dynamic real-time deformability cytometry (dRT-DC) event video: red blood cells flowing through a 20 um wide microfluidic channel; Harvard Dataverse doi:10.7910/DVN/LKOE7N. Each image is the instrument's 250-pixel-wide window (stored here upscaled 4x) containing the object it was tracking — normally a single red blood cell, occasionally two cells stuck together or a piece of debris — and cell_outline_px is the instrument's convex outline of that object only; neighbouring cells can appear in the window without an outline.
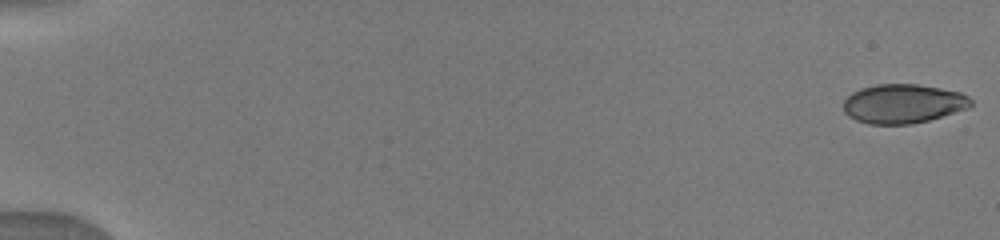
{"species": "human", "species_latin": "Homo sapiens", "temperature_condition": "warm", "stored_images_in_passage": 31, "camera_frame_rate_fps": 3000, "um_per_image_px": 0.085, "donor": {"sex": "male"}, "frame": {"image": 1, "passage_image": 1, "time_ms": 0.0, "image_size_px": [1000, 240], "cell_outline_px": [[972, 104], [968, 108], [928, 120], [912, 124], [868, 124], [856, 120], [848, 116], [844, 112], [844, 100], [852, 92], [860, 88], [876, 84], [916, 84], [940, 88], [960, 92], [968, 96], [972, 100]], "centroid_in_image_um": [76.74, 8.81], "position_along_channel_um": 8.3, "area_um2": 29.07}}
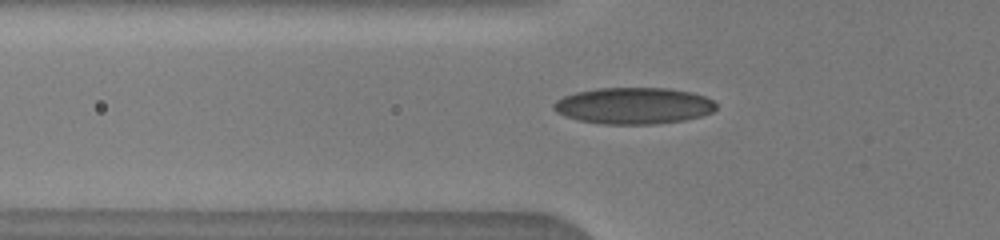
{"frame": {"image": 2, "passage_image": 25, "time_ms": 6.0, "image_size_px": [1000, 240], "cell_outline_px": [[716, 108], [712, 112], [700, 116], [684, 120], [656, 124], [604, 124], [580, 120], [564, 116], [556, 112], [552, 108], [552, 104], [556, 100], [564, 96], [576, 92], [596, 88], [668, 88], [692, 92], [704, 96], [712, 100], [716, 104]], "centroid_in_image_um": [53.84, 8.98], "position_along_channel_um": 72.0, "area_um2": 34.62}}
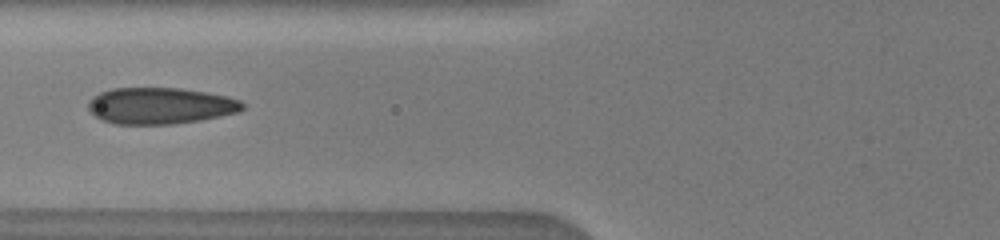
{"frame": {"image": 3, "passage_image": 30, "time_ms": 7.0, "image_size_px": [1000, 240], "cell_outline_px": [[244, 108], [240, 112], [200, 120], [172, 124], [112, 124], [96, 116], [88, 108], [88, 100], [92, 96], [100, 92], [112, 88], [180, 88], [208, 92], [228, 96], [240, 100], [244, 104]], "centroid_in_image_um": [13.64, 8.98], "position_along_channel_um": 112.2, "area_um2": 32.95}}